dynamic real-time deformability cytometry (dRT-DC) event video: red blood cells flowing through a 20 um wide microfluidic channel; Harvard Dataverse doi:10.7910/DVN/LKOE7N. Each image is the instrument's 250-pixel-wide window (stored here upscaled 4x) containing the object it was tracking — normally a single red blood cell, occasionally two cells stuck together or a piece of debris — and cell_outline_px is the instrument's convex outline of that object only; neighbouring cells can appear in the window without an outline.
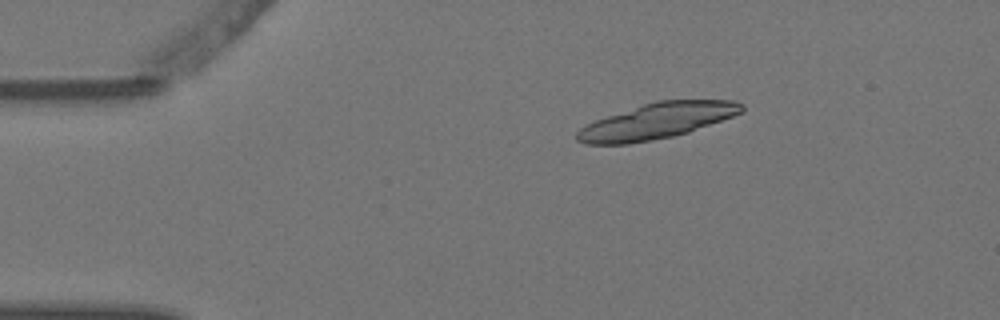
{"species": "Egyptian fruit bat (a non-hibernating species)", "species_latin": "Rousettus aegyptiacus", "temperature_condition": "warm", "stored_images_in_passage": 6, "camera_frame_rate_fps": 3000, "um_per_image_px": 0.085, "animal": {"sex": "female"}, "frame": {"image": 1, "passage_image": 3, "time_ms": 0.667, "image_size_px": [1000, 320], "cell_outline_px": [[744, 112], [688, 132], [672, 136], [652, 140], [628, 144], [584, 144], [576, 140], [576, 132], [580, 128], [596, 120], [656, 100], [732, 100], [744, 104]], "centroid_in_image_um": [55.85, 10.29], "position_along_channel_um": 29.1, "area_um2": 33.87}}
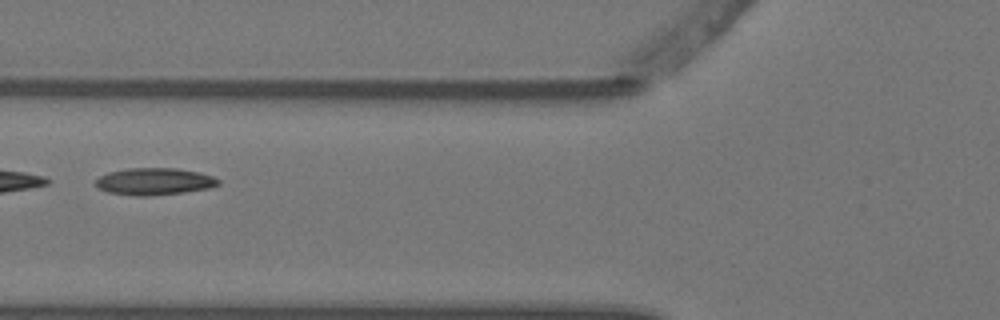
{"frame": {"image": 2, "passage_image": 6, "time_ms": 1.667, "image_size_px": [1000, 320], "cell_outline_px": [[220, 184], [208, 188], [184, 192], [148, 196], [136, 196], [108, 192], [96, 188], [96, 180], [100, 176], [108, 172], [128, 168], [176, 168], [200, 172], [212, 176], [220, 180]], "centroid_in_image_um": [13.11, 15.42], "position_along_channel_um": 112.7, "area_um2": 19.36}}